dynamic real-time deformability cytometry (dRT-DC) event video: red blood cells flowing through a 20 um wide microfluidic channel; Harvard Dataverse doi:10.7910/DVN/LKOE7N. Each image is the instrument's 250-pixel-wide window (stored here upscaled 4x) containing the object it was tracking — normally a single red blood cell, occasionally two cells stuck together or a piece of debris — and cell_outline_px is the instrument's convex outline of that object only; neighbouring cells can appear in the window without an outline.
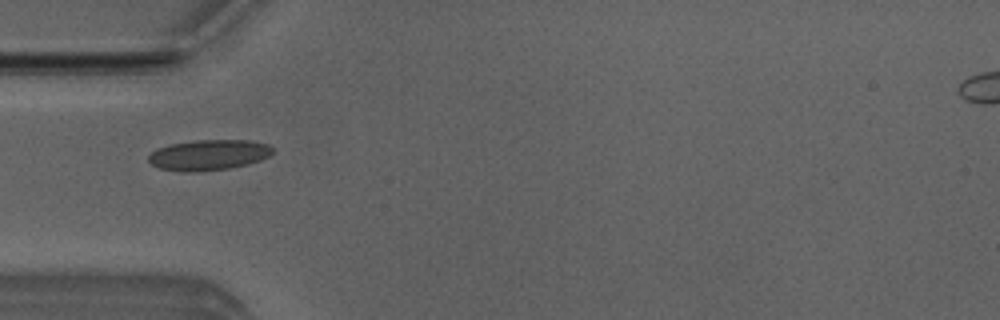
{"species": "Egyptian fruit bat (a non-hibernating species)", "species_latin": "Rousettus aegyptiacus", "temperature_condition": "room temperature", "stored_images_in_passage": 6, "camera_frame_rate_fps": 3000, "um_per_image_px": 0.085, "animal": {"sex": "male"}, "frame": {"image": 1, "passage_image": 5, "time_ms": 1.333, "image_size_px": [1000, 320], "cell_outline_px": [[276, 148], [268, 156], [260, 160], [248, 164], [228, 168], [196, 172], [184, 172], [160, 168], [152, 164], [148, 160], [148, 156], [156, 148], [172, 144], [196, 140], [252, 140], [268, 144]], "centroid_in_image_um": [17.76, 13.16], "position_along_channel_um": 67.2, "area_um2": 22.14}}